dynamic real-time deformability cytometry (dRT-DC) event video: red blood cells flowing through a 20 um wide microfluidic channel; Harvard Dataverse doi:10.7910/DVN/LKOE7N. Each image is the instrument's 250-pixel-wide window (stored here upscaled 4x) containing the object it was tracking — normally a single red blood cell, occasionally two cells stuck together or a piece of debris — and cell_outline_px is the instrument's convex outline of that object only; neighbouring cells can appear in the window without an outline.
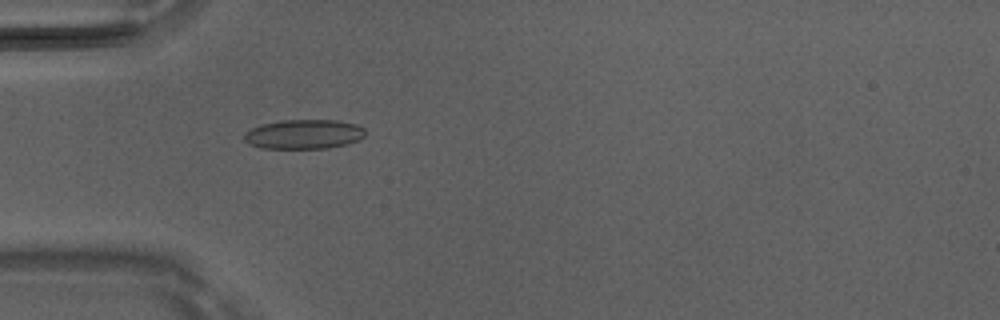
{"species": "Egyptian fruit bat (a non-hibernating species)", "species_latin": "Rousettus aegyptiacus", "temperature_condition": "room temperature", "stored_images_in_passage": 5, "camera_frame_rate_fps": 3000, "um_per_image_px": 0.085, "animal": {"sex": "male"}, "frame": {"image": 1, "passage_image": 5, "time_ms": 1.333, "image_size_px": [1000, 320], "cell_outline_px": [[364, 136], [348, 144], [328, 148], [264, 148], [248, 144], [244, 140], [244, 132], [252, 128], [264, 124], [284, 120], [336, 120], [356, 124], [364, 128]], "centroid_in_image_um": [25.82, 11.41], "position_along_channel_um": 59.2, "area_um2": 20.63}}